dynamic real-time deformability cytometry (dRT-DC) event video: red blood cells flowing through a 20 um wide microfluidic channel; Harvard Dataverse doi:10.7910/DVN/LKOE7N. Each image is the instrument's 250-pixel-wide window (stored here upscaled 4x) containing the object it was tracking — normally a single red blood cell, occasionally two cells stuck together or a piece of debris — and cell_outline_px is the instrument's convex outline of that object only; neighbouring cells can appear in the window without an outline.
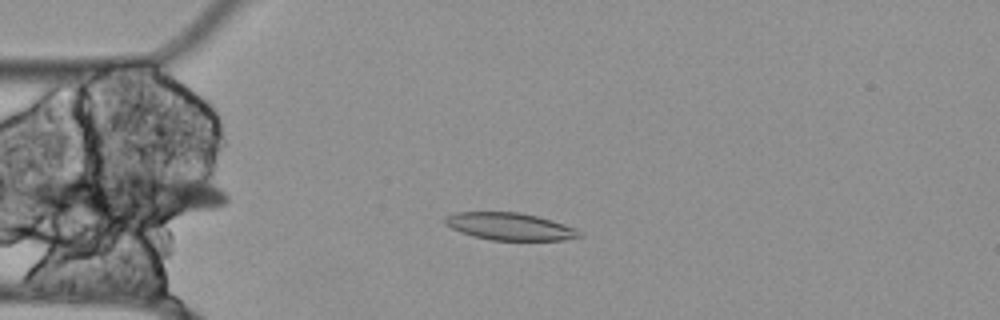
{"species": "Egyptian fruit bat (a non-hibernating species)", "species_latin": "Rousettus aegyptiacus", "temperature_condition": "cold", "stored_images_in_passage": 47, "segment_of_instrument_passage": [1, 2], "camera_frame_rate_fps": 3000, "um_per_image_px": 0.085, "animal": {"sex": "female"}, "frame": {"image": 1, "passage_image": 5, "time_ms": 1.333, "image_size_px": [1000, 320], "cell_outline_px": [[584, 236], [564, 240], [492, 240], [472, 236], [460, 232], [444, 224], [444, 216], [456, 212], [520, 212], [552, 220], [576, 228], [584, 232]], "centroid_in_image_um": [43.36, 19.25], "position_along_channel_um": 41.6, "area_um2": 21.62}}